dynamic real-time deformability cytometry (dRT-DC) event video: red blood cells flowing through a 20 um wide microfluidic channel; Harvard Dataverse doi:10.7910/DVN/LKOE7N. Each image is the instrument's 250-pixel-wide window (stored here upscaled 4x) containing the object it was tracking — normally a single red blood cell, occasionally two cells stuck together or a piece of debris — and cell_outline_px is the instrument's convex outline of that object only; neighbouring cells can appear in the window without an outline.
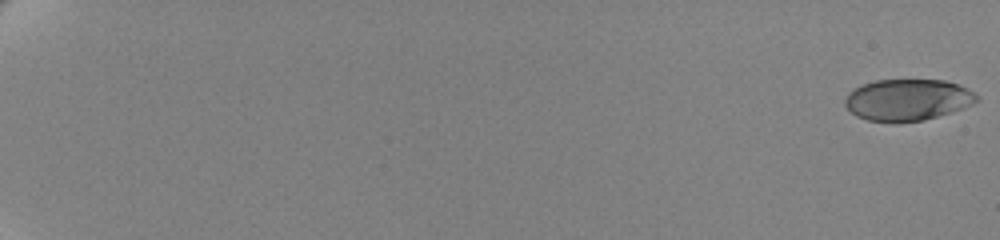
{"species": "human", "species_latin": "Homo sapiens", "temperature_condition": "cold", "stored_images_in_passage": 62, "camera_frame_rate_fps": 3000, "um_per_image_px": 0.085, "donor": {"sex": "female"}, "frame": {"image": 1, "passage_image": 1, "time_ms": 0.0, "image_size_px": [1000, 240], "cell_outline_px": [[980, 100], [964, 108], [924, 120], [868, 120], [856, 116], [844, 104], [844, 100], [848, 92], [864, 84], [876, 80], [944, 80], [960, 84], [968, 88], [980, 96]], "centroid_in_image_um": [77.2, 8.45], "position_along_channel_um": 7.8, "area_um2": 31.5}}
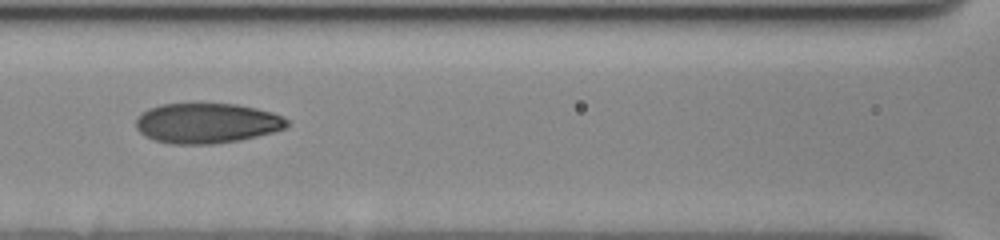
{"frame": {"image": 2, "passage_image": 33, "time_ms": 10.667, "image_size_px": [1000, 240], "cell_outline_px": [[288, 128], [240, 140], [212, 144], [172, 144], [156, 140], [144, 136], [136, 128], [136, 120], [140, 112], [148, 108], [160, 104], [192, 100], [236, 104], [256, 108], [272, 112], [284, 116], [288, 120]], "centroid_in_image_um": [17.55, 10.41], "position_along_channel_um": 149.1, "area_um2": 36.59}}
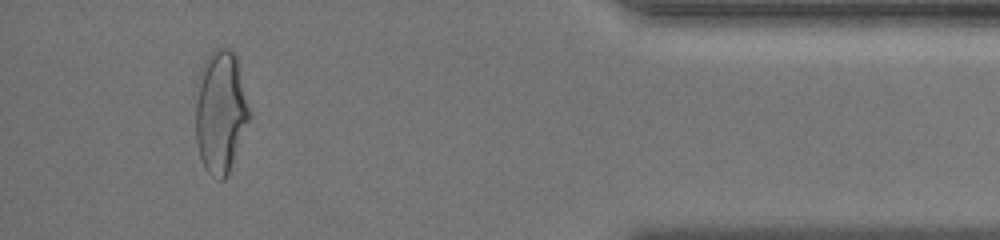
{"frame": {"image": 3, "passage_image": 59, "time_ms": 19.333, "image_size_px": [1000, 240], "cell_outline_px": [[252, 116], [228, 172], [224, 180], [220, 180], [212, 176], [204, 168], [200, 156], [196, 140], [196, 84], [200, 68], [208, 56], [216, 48], [228, 48], [236, 52], [252, 112]], "centroid_in_image_um": [18.77, 9.45], "position_along_channel_um": 416.4, "area_um2": 39.13}, "authors_computed_cell_mechanics": {"area_um2": 34.7089, "velocity_mm_per_s": 3.4975, "shape_relaxation_time_tau1_ms": 4.7428, "shape_relaxation_time_tau2_ms": 1.5454, "deformation_change_tau1": 0.1773, "deformation_change_tau2": 0.0679}}